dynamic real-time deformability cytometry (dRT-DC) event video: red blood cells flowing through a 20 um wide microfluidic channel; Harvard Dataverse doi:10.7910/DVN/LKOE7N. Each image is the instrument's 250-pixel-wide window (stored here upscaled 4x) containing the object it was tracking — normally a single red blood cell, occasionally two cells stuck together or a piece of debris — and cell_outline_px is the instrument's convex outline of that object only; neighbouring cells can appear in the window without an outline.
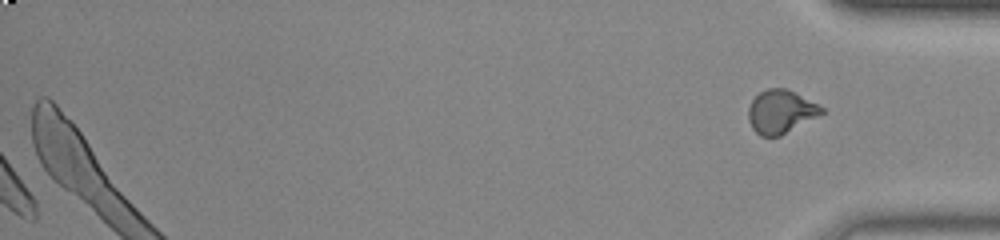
{"species": "common noctule bat (a hibernating species)", "species_latin": "Nyctalus noctula", "temperature_condition": "room temperature", "stored_images_in_passage": 42, "segment_of_instrument_passage": [2, 2], "camera_frame_rate_fps": 3000, "um_per_image_px": 0.085, "animal": {"sex": "male", "body_mass_g": 20.0, "forearm_length_mm": 53.3}, "frame": {"image": 1, "passage_image": 42, "time_ms": 13.667, "image_size_px": [1000, 240], "cell_outline_px": [[824, 112], [780, 136], [760, 136], [752, 128], [748, 120], [748, 108], [752, 100], [760, 92], [768, 88], [788, 88], [824, 108]], "centroid_in_image_um": [66.33, 9.48], "position_along_channel_um": 368.9, "area_um2": 18.32}}